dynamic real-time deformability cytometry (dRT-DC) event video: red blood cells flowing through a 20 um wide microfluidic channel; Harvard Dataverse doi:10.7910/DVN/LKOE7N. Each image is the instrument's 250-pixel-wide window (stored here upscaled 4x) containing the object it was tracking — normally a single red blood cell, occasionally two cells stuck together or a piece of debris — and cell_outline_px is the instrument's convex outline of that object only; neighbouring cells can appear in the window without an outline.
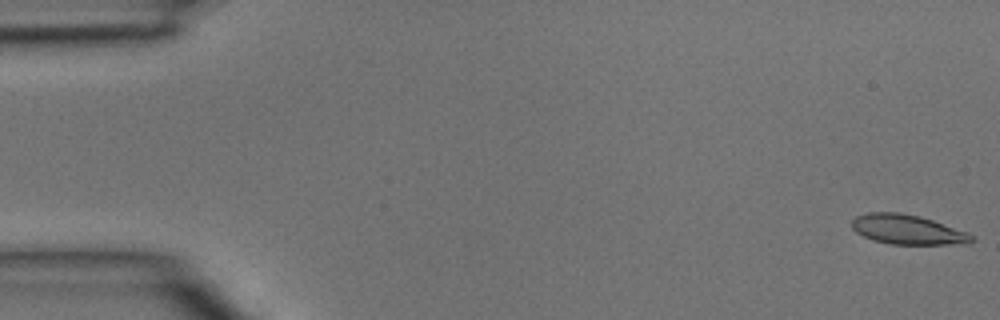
{"species": "common noctule bat (a hibernating species)", "species_latin": "Nyctalus noctula", "temperature_condition": "room temperature", "stored_images_in_passage": 4, "camera_frame_rate_fps": 3000, "um_per_image_px": 0.085, "animal": {"sex": "male", "body_mass_g": 15.6}, "frame": {"image": 1, "passage_image": 1, "time_ms": 0.0, "image_size_px": [1000, 320], "cell_outline_px": [[976, 240], [968, 244], [888, 244], [872, 240], [856, 232], [852, 228], [852, 220], [856, 216], [868, 212], [900, 212], [920, 216], [968, 232]], "centroid_in_image_um": [77.14, 19.51], "position_along_channel_um": 7.9, "area_um2": 20.81}}